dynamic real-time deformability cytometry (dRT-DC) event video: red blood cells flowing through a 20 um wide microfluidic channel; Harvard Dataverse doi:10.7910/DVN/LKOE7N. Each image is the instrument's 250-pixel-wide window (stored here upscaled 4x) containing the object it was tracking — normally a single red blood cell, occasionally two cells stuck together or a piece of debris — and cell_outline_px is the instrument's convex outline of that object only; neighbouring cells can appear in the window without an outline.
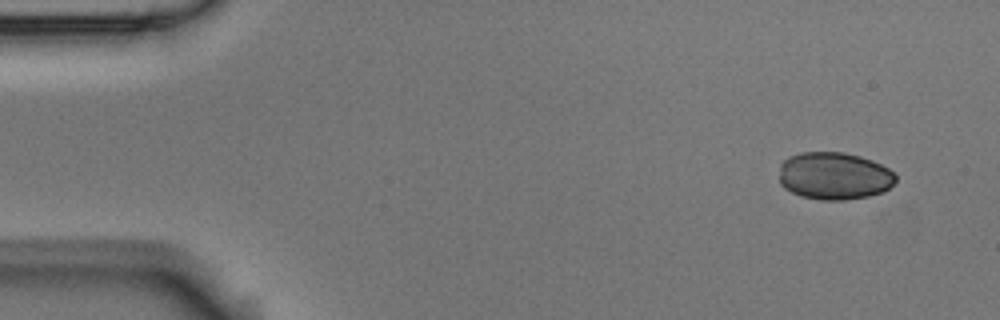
{"species": "Egyptian fruit bat (a non-hibernating species)", "species_latin": "Rousettus aegyptiacus", "temperature_condition": "room temperature", "stored_images_in_passage": 6, "camera_frame_rate_fps": 3000, "um_per_image_px": 0.085, "animal": {"sex": "male"}, "frame": {"image": 1, "passage_image": 1, "time_ms": 0.0, "image_size_px": [1000, 320], "cell_outline_px": [[896, 180], [884, 192], [868, 196], [844, 200], [824, 200], [800, 196], [784, 188], [780, 184], [780, 164], [788, 156], [800, 152], [844, 152], [860, 156], [872, 160], [888, 168], [896, 176]], "centroid_in_image_um": [70.89, 14.95], "position_along_channel_um": 14.1, "area_um2": 32.37}}
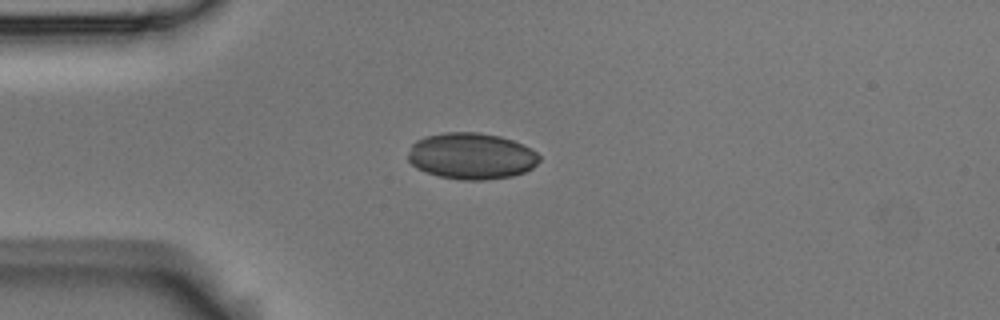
{"frame": {"image": 2, "passage_image": 4, "time_ms": 1.0, "image_size_px": [1000, 320], "cell_outline_px": [[540, 160], [532, 168], [524, 172], [512, 176], [484, 180], [460, 180], [440, 176], [416, 168], [408, 160], [408, 152], [412, 144], [416, 140], [424, 136], [444, 132], [476, 132], [500, 136], [512, 140], [536, 152], [540, 156]], "centroid_in_image_um": [40.04, 13.26], "position_along_channel_um": 45.0, "area_um2": 35.43}}
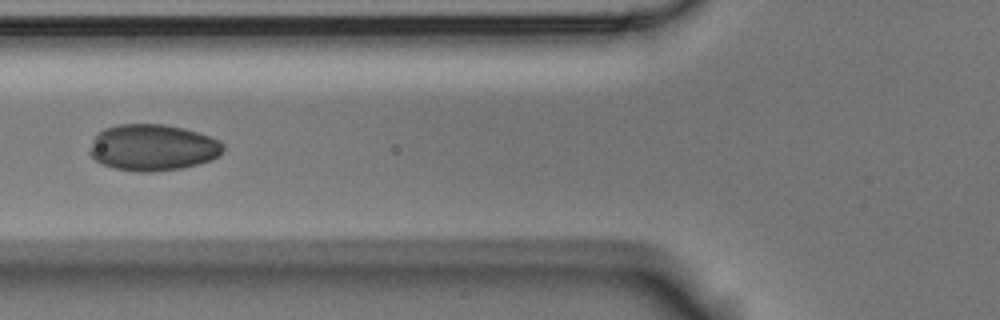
{"frame": {"image": 3, "passage_image": 6, "time_ms": 1.667, "image_size_px": [1000, 320], "cell_outline_px": [[224, 148], [216, 156], [208, 160], [196, 164], [180, 168], [152, 172], [136, 172], [116, 168], [104, 164], [96, 160], [88, 152], [92, 140], [104, 128], [116, 124], [164, 124], [184, 128], [220, 140], [224, 144]], "centroid_in_image_um": [12.95, 12.53], "position_along_channel_um": 112.8, "area_um2": 35.84}}